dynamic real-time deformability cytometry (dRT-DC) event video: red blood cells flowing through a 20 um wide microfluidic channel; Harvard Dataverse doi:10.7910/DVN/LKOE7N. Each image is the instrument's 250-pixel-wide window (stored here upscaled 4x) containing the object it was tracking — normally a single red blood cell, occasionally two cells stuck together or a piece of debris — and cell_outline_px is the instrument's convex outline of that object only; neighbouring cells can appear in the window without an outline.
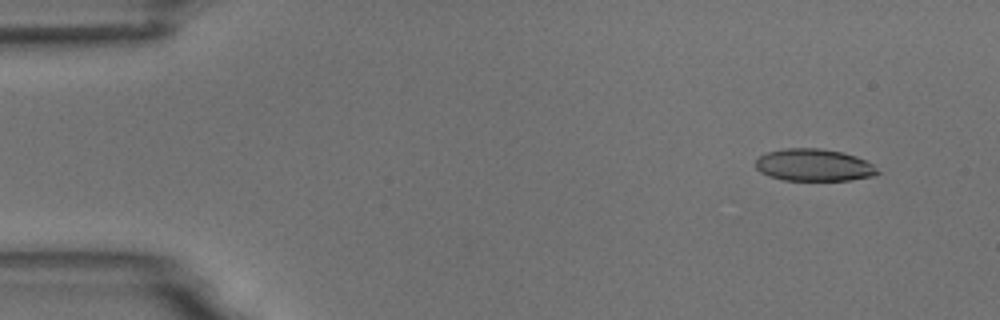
{"species": "common noctule bat (a hibernating species)", "species_latin": "Nyctalus noctula", "temperature_condition": "room temperature", "stored_images_in_passage": 5, "camera_frame_rate_fps": 3000, "um_per_image_px": 0.085, "animal": {"sex": "male", "body_mass_g": 18.8}, "frame": {"image": 1, "passage_image": 2, "time_ms": 1.333, "image_size_px": [1000, 320], "cell_outline_px": [[880, 172], [872, 176], [852, 180], [784, 180], [768, 176], [760, 172], [756, 168], [756, 160], [760, 156], [768, 152], [784, 148], [820, 148], [844, 152], [856, 156], [872, 164]], "centroid_in_image_um": [69.17, 14.03], "position_along_channel_um": 15.8, "area_um2": 22.89}}